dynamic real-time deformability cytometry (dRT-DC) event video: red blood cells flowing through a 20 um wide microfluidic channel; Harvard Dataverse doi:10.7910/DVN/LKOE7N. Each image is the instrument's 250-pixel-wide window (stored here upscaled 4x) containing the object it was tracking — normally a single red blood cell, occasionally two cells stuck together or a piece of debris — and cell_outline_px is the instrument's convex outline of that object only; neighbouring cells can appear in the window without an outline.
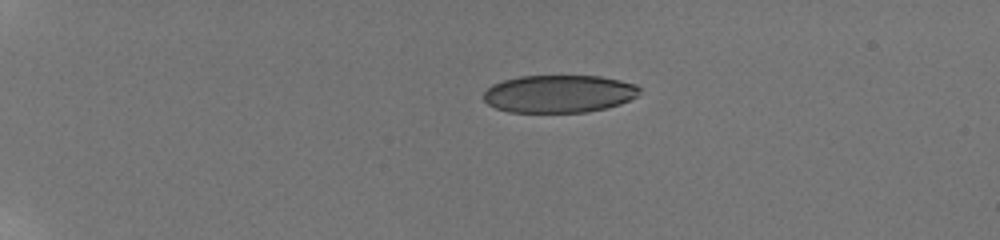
{"species": "human", "species_latin": "Homo sapiens", "temperature_condition": "room temperature", "stored_images_in_passage": 38, "camera_frame_rate_fps": 3000, "um_per_image_px": 0.085, "donor": {"sex": "male"}, "frame": {"image": 1, "passage_image": 1, "time_ms": 0.0, "image_size_px": [1000, 240], "cell_outline_px": [[640, 92], [636, 96], [620, 104], [588, 112], [508, 112], [496, 108], [488, 104], [484, 100], [484, 92], [492, 84], [504, 80], [520, 76], [600, 76], [620, 80], [636, 84], [640, 88]], "centroid_in_image_um": [47.51, 7.97], "position_along_channel_um": 37.5, "area_um2": 34.22}}
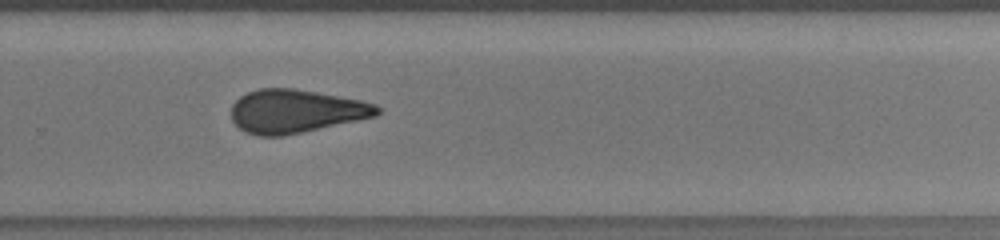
{"frame": {"image": 2, "passage_image": 25, "time_ms": 9.333, "image_size_px": [1000, 240], "cell_outline_px": [[380, 112], [376, 116], [300, 132], [280, 136], [256, 136], [244, 132], [232, 120], [232, 104], [240, 96], [248, 92], [260, 88], [292, 88], [316, 92], [360, 100], [376, 104], [380, 108]], "centroid_in_image_um": [25.11, 9.45], "position_along_channel_um": 304.7, "area_um2": 36.53}}
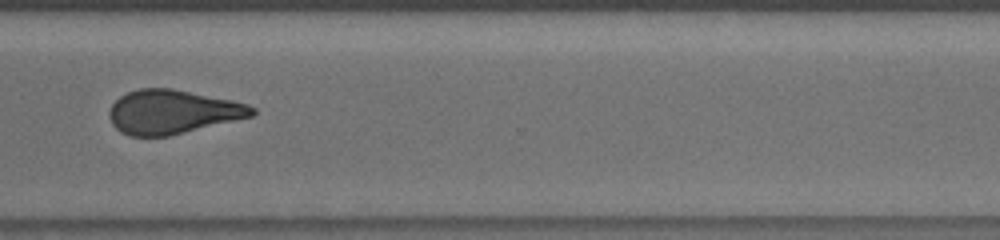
{"frame": {"image": 3, "passage_image": 28, "time_ms": 10.667, "image_size_px": [1000, 240], "cell_outline_px": [[256, 112], [252, 116], [168, 136], [128, 136], [120, 132], [112, 124], [108, 116], [108, 112], [112, 104], [120, 96], [128, 92], [140, 88], [172, 88], [232, 100], [248, 104], [256, 108]], "centroid_in_image_um": [14.64, 9.51], "position_along_channel_um": 356.0, "area_um2": 36.53}, "authors_computed_cell_mechanics": {"area_um2": 37.2232, "velocity_mm_per_s": 3.8278, "shape_relaxation_time_tau1_ms": null, "shape_relaxation_time_tau2_ms": 1.959, "deformation_change_tau1": null, "deformation_change_tau2": 0.0973}}